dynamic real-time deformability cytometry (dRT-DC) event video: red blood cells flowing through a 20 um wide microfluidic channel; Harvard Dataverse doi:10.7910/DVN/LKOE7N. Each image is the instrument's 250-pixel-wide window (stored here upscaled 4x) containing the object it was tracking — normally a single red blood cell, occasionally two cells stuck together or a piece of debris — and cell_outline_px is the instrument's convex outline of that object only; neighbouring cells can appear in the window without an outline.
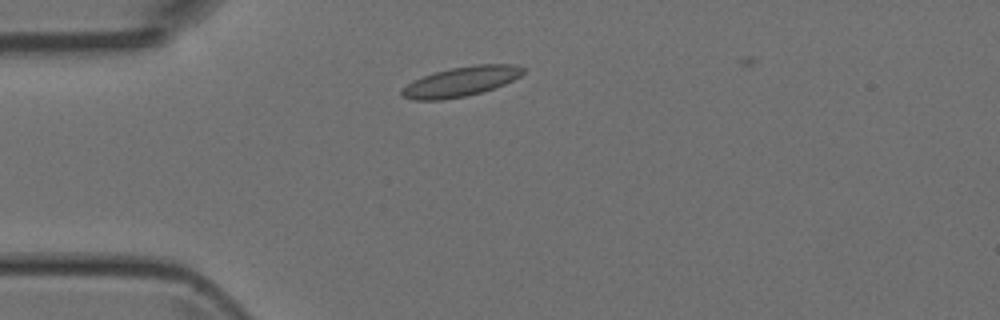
{"species": "Egyptian fruit bat (a non-hibernating species)", "species_latin": "Rousettus aegyptiacus", "temperature_condition": "room temperature", "stored_images_in_passage": 39, "camera_frame_rate_fps": 3000, "um_per_image_px": 0.085, "animal": {"sex": "female"}, "frame": {"image": 1, "passage_image": 2, "time_ms": 0.333, "image_size_px": [1000, 320], "cell_outline_px": [[524, 72], [520, 76], [504, 84], [480, 92], [464, 96], [440, 100], [412, 100], [400, 96], [400, 92], [412, 80], [436, 72], [452, 68], [476, 64], [516, 64], [524, 68]], "centroid_in_image_um": [39.16, 6.93], "position_along_channel_um": 45.8, "area_um2": 20.75}}
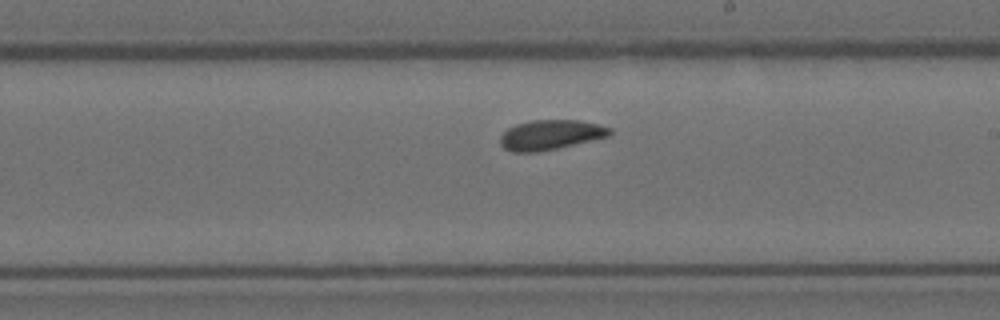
{"frame": {"image": 2, "passage_image": 18, "time_ms": 5.667, "image_size_px": [1000, 320], "cell_outline_px": [[612, 136], [556, 148], [536, 152], [512, 152], [504, 148], [500, 144], [500, 136], [508, 128], [516, 124], [532, 120], [580, 120], [600, 124], [612, 128]], "centroid_in_image_um": [46.83, 11.45], "position_along_channel_um": 242.2, "area_um2": 19.19}}
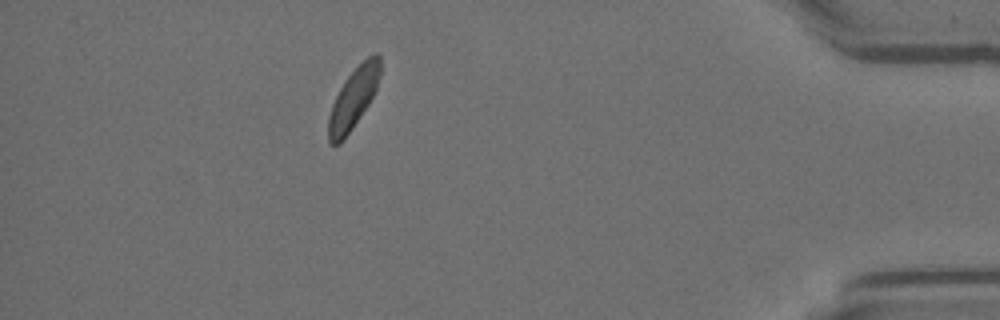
{"frame": {"image": 3, "passage_image": 34, "time_ms": 11.0, "image_size_px": [1000, 320], "cell_outline_px": [[380, 76], [376, 88], [368, 104], [352, 128], [340, 144], [328, 144], [328, 116], [332, 104], [340, 88], [348, 76], [372, 52], [376, 52], [380, 56]], "centroid_in_image_um": [30.03, 8.37], "position_along_channel_um": 405.2, "area_um2": 17.98}}